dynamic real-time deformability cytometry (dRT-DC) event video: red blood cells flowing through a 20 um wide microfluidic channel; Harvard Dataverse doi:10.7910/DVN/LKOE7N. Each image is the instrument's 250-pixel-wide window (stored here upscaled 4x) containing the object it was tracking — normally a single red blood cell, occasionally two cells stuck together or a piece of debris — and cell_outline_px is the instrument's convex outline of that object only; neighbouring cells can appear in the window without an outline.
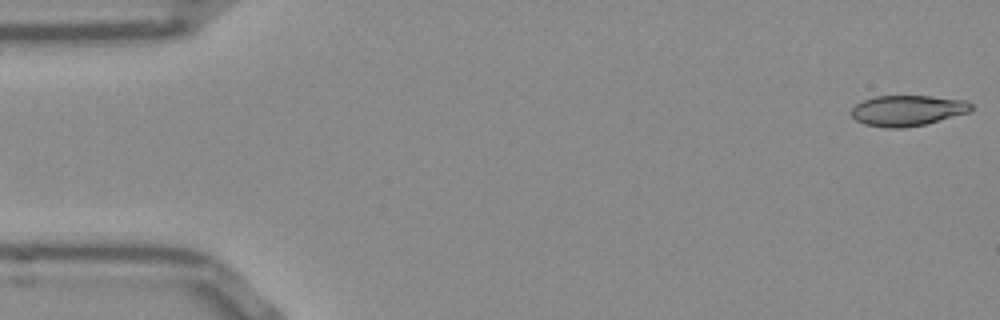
{"species": "Egyptian fruit bat (a non-hibernating species)", "species_latin": "Rousettus aegyptiacus", "temperature_condition": "room temperature", "stored_images_in_passage": 52, "camera_frame_rate_fps": 3000, "um_per_image_px": 0.085, "frame": {"image": 1, "passage_image": 1, "time_ms": 0.0, "image_size_px": [1000, 320], "cell_outline_px": [[972, 108], [968, 112], [924, 124], [904, 128], [884, 128], [864, 124], [856, 120], [852, 116], [852, 108], [856, 104], [864, 100], [876, 96], [932, 96], [964, 100], [972, 104]], "centroid_in_image_um": [77.11, 9.39], "position_along_channel_um": 7.9, "area_um2": 21.21}}
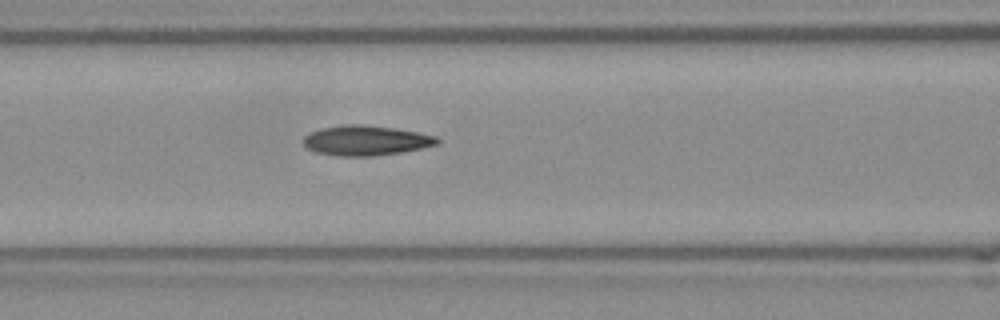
{"frame": {"image": 2, "passage_image": 21, "time_ms": 6.667, "image_size_px": [1000, 320], "cell_outline_px": [[440, 144], [404, 152], [372, 156], [336, 156], [316, 152], [308, 148], [304, 144], [304, 136], [312, 132], [324, 128], [344, 124], [360, 124], [396, 128], [436, 136], [440, 140]], "centroid_in_image_um": [31.14, 11.95], "position_along_channel_um": 135.5, "area_um2": 23.35}}
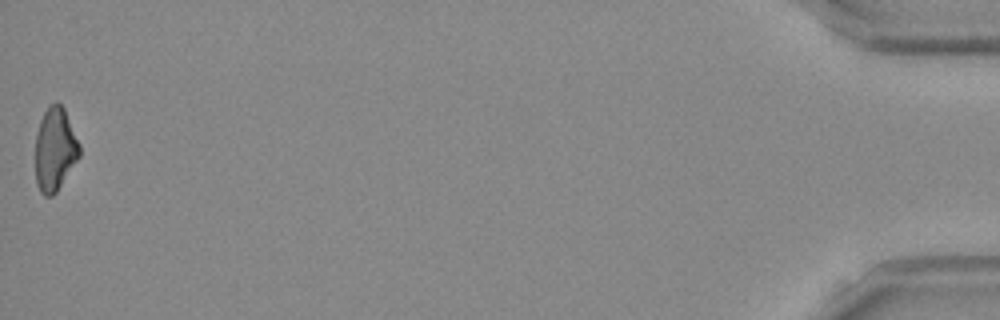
{"frame": {"image": 3, "passage_image": 52, "time_ms": 17.0, "image_size_px": [1000, 320], "cell_outline_px": [[80, 156], [56, 192], [52, 196], [44, 196], [40, 192], [36, 184], [36, 136], [40, 120], [48, 104], [56, 100], [64, 108], [80, 144]], "centroid_in_image_um": [4.67, 12.67], "position_along_channel_um": 430.5, "area_um2": 21.5}, "authors_computed_cell_mechanics": {"area_um2": 22.253, "velocity_mm_per_s": 3.8538, "shape_relaxation_time_tau1_ms": null, "shape_relaxation_time_tau2_ms": 7.0566, "deformation_change_tau1": null, "deformation_change_tau2": 0.1644}}